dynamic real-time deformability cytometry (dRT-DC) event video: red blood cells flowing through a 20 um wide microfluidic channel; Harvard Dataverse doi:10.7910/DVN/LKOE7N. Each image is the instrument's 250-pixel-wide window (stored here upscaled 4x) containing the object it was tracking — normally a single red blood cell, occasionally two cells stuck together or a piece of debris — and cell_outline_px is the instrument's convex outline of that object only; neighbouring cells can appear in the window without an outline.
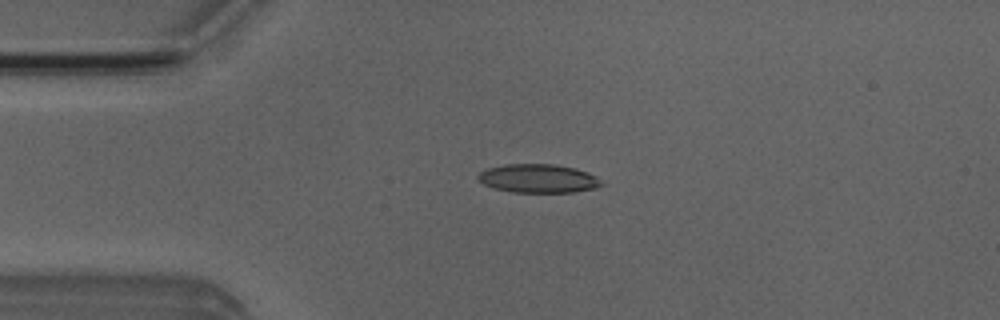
{"species": "Egyptian fruit bat (a non-hibernating species)", "species_latin": "Rousettus aegyptiacus", "temperature_condition": "room temperature", "stored_images_in_passage": 37, "camera_frame_rate_fps": 3000, "um_per_image_px": 0.085, "animal": {"sex": "male"}, "frame": {"image": 1, "passage_image": 4, "time_ms": 1.0, "image_size_px": [1000, 320], "cell_outline_px": [[604, 184], [596, 188], [572, 192], [512, 192], [492, 188], [484, 184], [476, 176], [480, 172], [488, 168], [504, 164], [556, 164], [576, 168], [596, 176]], "centroid_in_image_um": [45.75, 15.17], "position_along_channel_um": 39.3, "area_um2": 20.63}}
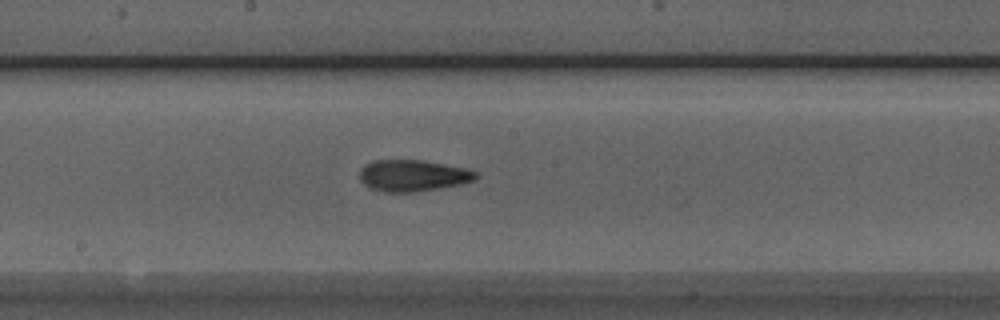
{"frame": {"image": 2, "passage_image": 19, "time_ms": 6.0, "image_size_px": [1000, 320], "cell_outline_px": [[480, 176], [476, 180], [460, 184], [416, 192], [384, 192], [368, 188], [360, 180], [360, 168], [364, 164], [372, 160], [424, 160], [468, 168], [480, 172]], "centroid_in_image_um": [35.12, 14.91], "position_along_channel_um": 213.1, "area_um2": 21.79}}
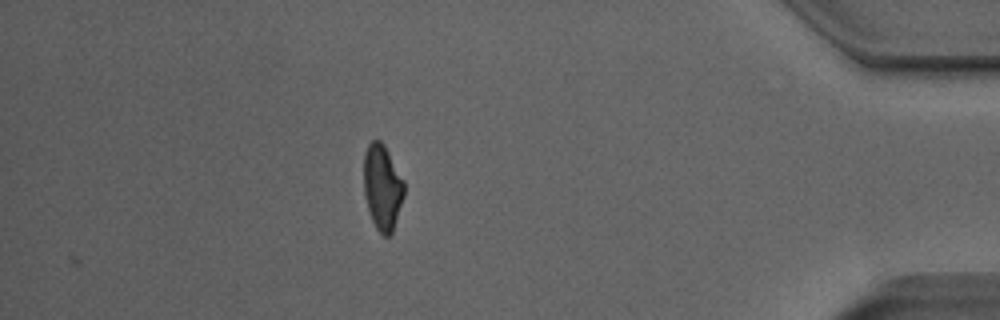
{"frame": {"image": 3, "passage_image": 37, "time_ms": 12.0, "image_size_px": [1000, 320], "cell_outline_px": [[404, 196], [392, 232], [388, 236], [384, 236], [376, 228], [372, 220], [368, 208], [364, 192], [364, 152], [368, 144], [372, 140], [380, 140], [384, 144], [404, 180]], "centroid_in_image_um": [32.5, 15.88], "position_along_channel_um": 402.7, "area_um2": 20.0}, "authors_computed_cell_mechanics": {"area_um2": 20.6924, "velocity_mm_per_s": 3.9811, "shape_relaxation_time_tau1_ms": 4.9911, "shape_relaxation_time_tau2_ms": 2.8399, "deformation_change_tau1": 0.1417, "deformation_change_tau2": 0.1182}}